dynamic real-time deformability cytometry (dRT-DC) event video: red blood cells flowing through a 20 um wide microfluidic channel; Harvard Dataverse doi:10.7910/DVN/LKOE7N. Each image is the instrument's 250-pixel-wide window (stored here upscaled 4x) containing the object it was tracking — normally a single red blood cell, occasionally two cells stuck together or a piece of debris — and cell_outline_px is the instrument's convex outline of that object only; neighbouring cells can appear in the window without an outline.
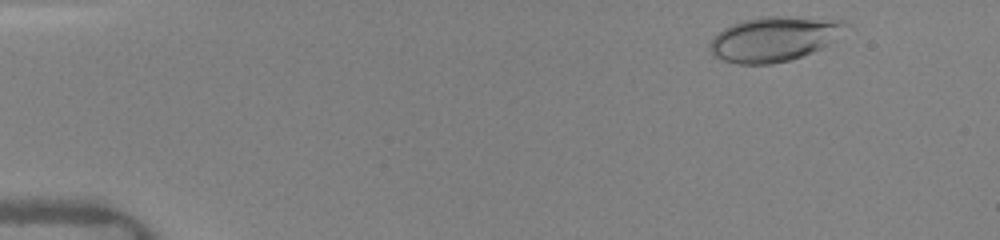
{"species": "human", "species_latin": "Homo sapiens", "temperature_condition": "warm", "stored_images_in_passage": 39, "camera_frame_rate_fps": 3000, "um_per_image_px": 0.085, "donor": {"sex": "female"}, "frame": {"image": 1, "passage_image": 4, "time_ms": 0.667, "image_size_px": [1000, 240], "cell_outline_px": [[844, 24], [836, 40], [812, 52], [788, 60], [772, 64], [740, 64], [724, 60], [712, 56], [708, 48], [708, 44], [724, 28], [740, 20], [760, 16], [780, 16], [840, 20]], "centroid_in_image_um": [65.71, 3.31], "position_along_channel_um": 19.3, "area_um2": 34.91}}
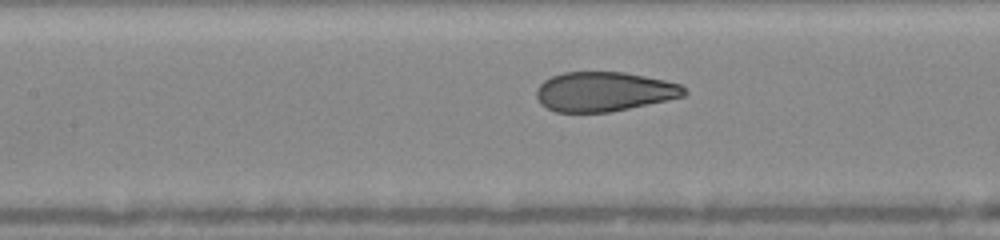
{"frame": {"image": 2, "passage_image": 22, "time_ms": 6.667, "image_size_px": [1000, 240], "cell_outline_px": [[688, 92], [684, 96], [612, 112], [556, 112], [540, 104], [536, 96], [536, 88], [544, 80], [552, 76], [564, 72], [624, 72], [664, 80], [680, 84]], "centroid_in_image_um": [51.32, 7.79], "position_along_channel_um": 156.1, "area_um2": 33.99}}
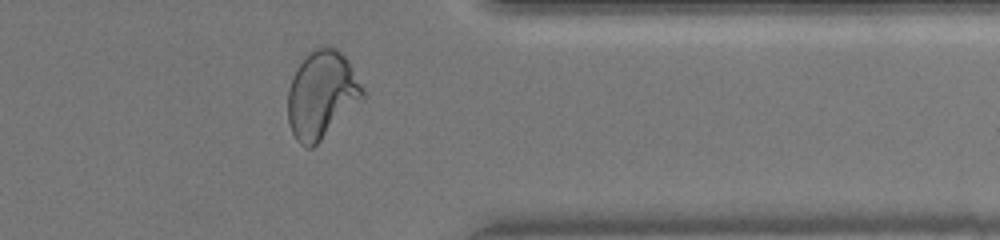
{"frame": {"image": 3, "passage_image": 35, "time_ms": 12.333, "image_size_px": [1000, 240], "cell_outline_px": [[364, 96], [312, 148], [308, 148], [300, 144], [296, 140], [288, 124], [288, 88], [292, 76], [304, 56], [312, 48], [324, 44], [336, 48], [348, 60], [364, 88]], "centroid_in_image_um": [27.3, 7.99], "position_along_channel_um": 384.1, "area_um2": 37.97}, "authors_computed_cell_mechanics": {"area_um2": 34.9112, "velocity_mm_per_s": 4.1378, "shape_relaxation_time_tau1_ms": 6.4907, "shape_relaxation_time_tau2_ms": null, "deformation_change_tau1": 0.2199, "deformation_change_tau2": null}}